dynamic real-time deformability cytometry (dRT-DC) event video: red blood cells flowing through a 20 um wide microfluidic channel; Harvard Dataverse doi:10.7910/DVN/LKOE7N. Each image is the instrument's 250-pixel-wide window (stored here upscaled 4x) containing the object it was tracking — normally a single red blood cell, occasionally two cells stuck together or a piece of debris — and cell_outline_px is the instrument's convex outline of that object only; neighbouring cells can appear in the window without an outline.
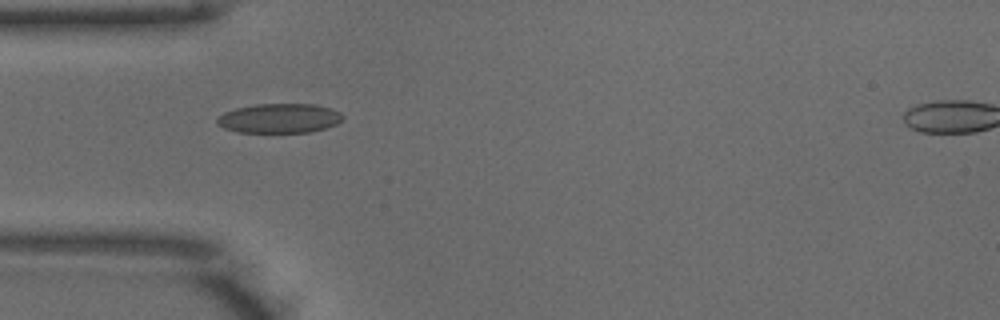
{"species": "common noctule bat (a hibernating species)", "species_latin": "Nyctalus noctula", "temperature_condition": "warm", "stored_images_in_passage": 37, "camera_frame_rate_fps": 3000, "um_per_image_px": 0.085, "animal": {"sex": "male", "body_mass_g": 18.8}, "frame": {"image": 1, "passage_image": 1, "time_ms": 0.0, "image_size_px": [1000, 320], "cell_outline_px": [[344, 120], [336, 124], [324, 128], [308, 132], [236, 132], [224, 128], [216, 124], [216, 120], [224, 112], [236, 108], [256, 104], [312, 104], [332, 108], [340, 112], [344, 116]], "centroid_in_image_um": [23.75, 10.05], "position_along_channel_um": 61.2, "area_um2": 21.62}}
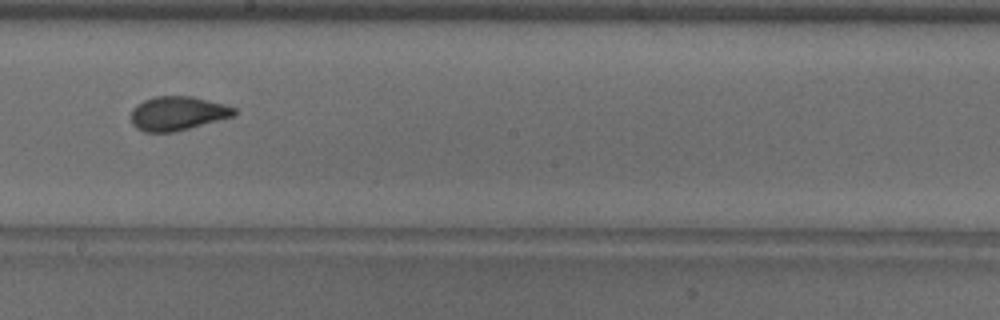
{"frame": {"image": 2, "passage_image": 14, "time_ms": 4.333, "image_size_px": [1000, 320], "cell_outline_px": [[236, 112], [232, 116], [188, 128], [172, 132], [144, 132], [136, 128], [132, 124], [132, 108], [136, 104], [152, 96], [192, 96], [224, 104], [236, 108]], "centroid_in_image_um": [15.05, 9.62], "position_along_channel_um": 233.2, "area_um2": 20.29}}
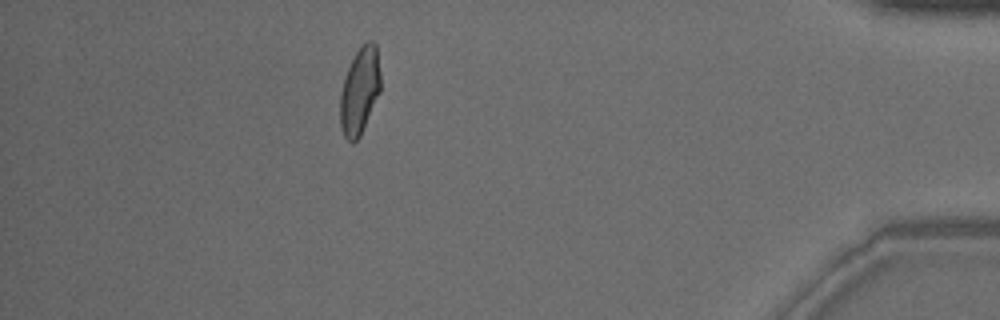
{"frame": {"image": 3, "passage_image": 31, "time_ms": 10.0, "image_size_px": [1000, 320], "cell_outline_px": [[380, 92], [360, 136], [352, 144], [344, 136], [340, 124], [340, 96], [344, 76], [356, 52], [368, 40], [372, 40], [376, 44], [380, 72]], "centroid_in_image_um": [30.57, 7.73], "position_along_channel_um": 404.6, "area_um2": 20.35}, "authors_computed_cell_mechanics": {"area_um2": 20.3456, "velocity_mm_per_s": 3.9537, "shape_relaxation_time_tau1_ms": 5.4683, "shape_relaxation_time_tau2_ms": 1.1261, "deformation_change_tau1": 0.1649, "deformation_change_tau2": 0.059}}